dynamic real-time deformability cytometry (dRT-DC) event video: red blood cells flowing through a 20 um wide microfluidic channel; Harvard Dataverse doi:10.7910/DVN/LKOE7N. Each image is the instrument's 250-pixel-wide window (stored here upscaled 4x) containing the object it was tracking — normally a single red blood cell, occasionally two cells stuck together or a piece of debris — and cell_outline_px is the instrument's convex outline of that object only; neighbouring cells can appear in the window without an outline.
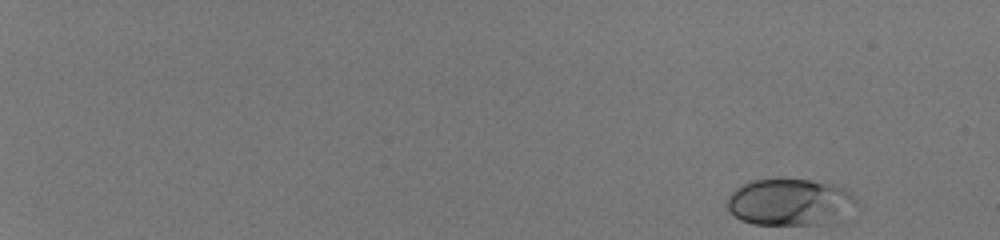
{"species": "human", "species_latin": "Homo sapiens", "temperature_condition": "room temperature", "stored_images_in_passage": 50, "camera_frame_rate_fps": 3000, "um_per_image_px": 0.085, "donor": {"sex": "male"}, "frame": {"image": 1, "passage_image": 1, "time_ms": 0.0, "image_size_px": [1000, 240], "cell_outline_px": [[856, 200], [840, 224], [752, 224], [740, 220], [728, 208], [728, 196], [736, 188], [752, 180], [780, 176], [808, 180], [832, 184], [844, 188], [852, 192]], "centroid_in_image_um": [67.17, 17.16], "position_along_channel_um": 17.8, "area_um2": 36.01}}
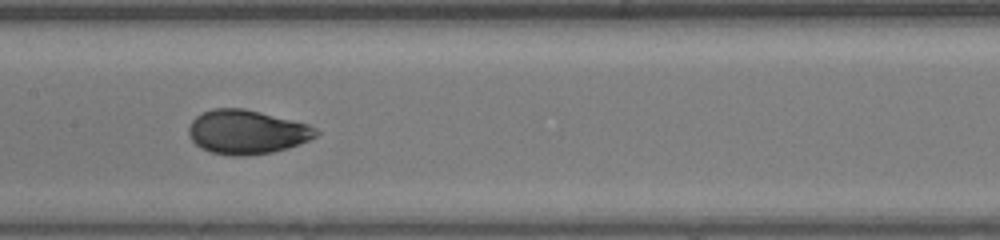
{"frame": {"image": 2, "passage_image": 29, "time_ms": 9.333, "image_size_px": [1000, 240], "cell_outline_px": [[320, 132], [316, 136], [308, 140], [288, 148], [272, 152], [244, 156], [232, 156], [212, 152], [200, 148], [188, 136], [188, 128], [192, 120], [196, 116], [212, 108], [244, 108], [308, 124], [316, 128]], "centroid_in_image_um": [20.96, 11.22], "position_along_channel_um": 186.4, "area_um2": 32.66}}
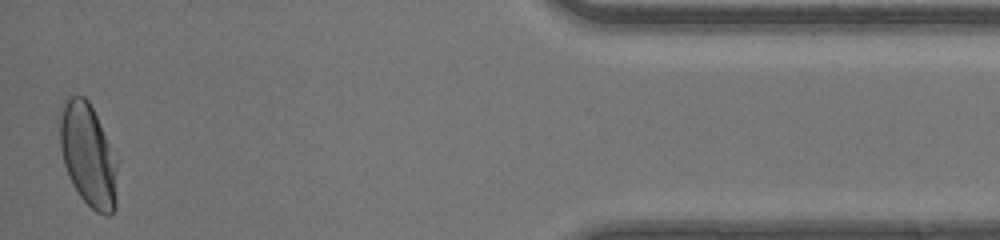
{"frame": {"image": 3, "passage_image": 50, "time_ms": 16.333, "image_size_px": [1000, 240], "cell_outline_px": [[116, 208], [108, 216], [104, 216], [96, 212], [80, 196], [72, 184], [68, 176], [64, 164], [60, 148], [60, 120], [64, 100], [68, 96], [84, 96], [88, 100], [96, 116], [108, 144], [116, 164]], "centroid_in_image_um": [7.46, 13.22], "position_along_channel_um": 427.7, "area_um2": 33.7}, "authors_computed_cell_mechanics": {"area_um2": 32.5992, "velocity_mm_per_s": 4.1467, "shape_relaxation_time_tau1_ms": 3.0782, "shape_relaxation_time_tau2_ms": null, "deformation_change_tau1": 0.1496, "deformation_change_tau2": null}}